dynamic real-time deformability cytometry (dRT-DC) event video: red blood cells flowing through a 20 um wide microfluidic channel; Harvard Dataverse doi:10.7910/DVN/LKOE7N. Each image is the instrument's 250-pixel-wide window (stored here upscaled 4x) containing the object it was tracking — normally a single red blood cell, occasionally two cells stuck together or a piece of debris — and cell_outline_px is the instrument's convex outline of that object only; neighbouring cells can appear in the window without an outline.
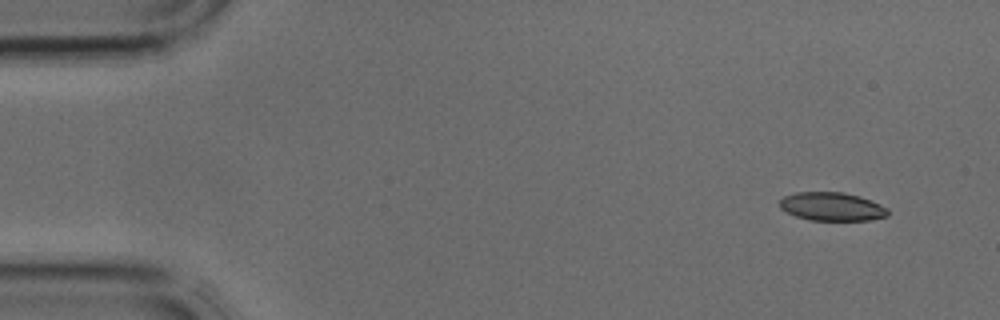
{"species": "common noctule bat (a hibernating species)", "species_latin": "Nyctalus noctula", "temperature_condition": "cold", "stored_images_in_passage": 3, "camera_frame_rate_fps": 3000, "um_per_image_px": 0.085, "animal": {"sex": "male", "body_mass_g": 17.9, "forearm_length_mm": 54.2}, "frame": {"image": 1, "passage_image": 1, "time_ms": 0.0, "image_size_px": [1000, 320], "cell_outline_px": [[888, 216], [872, 220], [808, 220], [796, 216], [780, 208], [780, 200], [784, 196], [796, 192], [844, 192], [860, 196], [872, 200], [888, 208]], "centroid_in_image_um": [70.74, 17.55], "position_along_channel_um": 14.3, "area_um2": 18.03}}
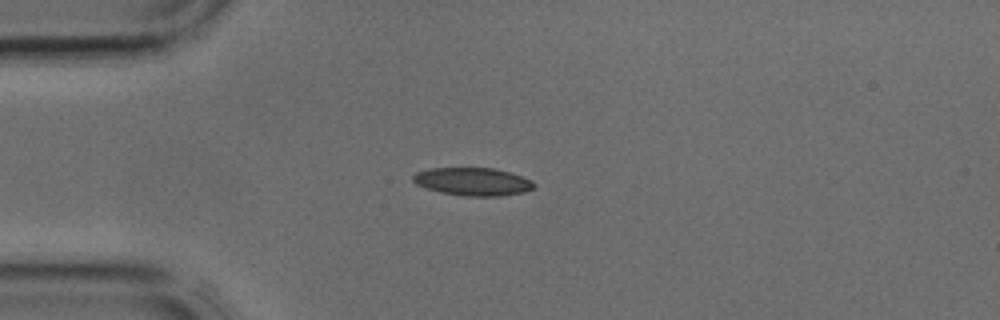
{"frame": {"image": 2, "passage_image": 3, "time_ms": 0.667, "image_size_px": [1000, 320], "cell_outline_px": [[536, 184], [532, 188], [524, 192], [500, 196], [464, 196], [440, 192], [424, 188], [416, 184], [412, 180], [412, 176], [416, 172], [428, 168], [492, 168], [508, 172], [532, 180]], "centroid_in_image_um": [40.14, 15.44], "position_along_channel_um": 44.9, "area_um2": 19.71}}